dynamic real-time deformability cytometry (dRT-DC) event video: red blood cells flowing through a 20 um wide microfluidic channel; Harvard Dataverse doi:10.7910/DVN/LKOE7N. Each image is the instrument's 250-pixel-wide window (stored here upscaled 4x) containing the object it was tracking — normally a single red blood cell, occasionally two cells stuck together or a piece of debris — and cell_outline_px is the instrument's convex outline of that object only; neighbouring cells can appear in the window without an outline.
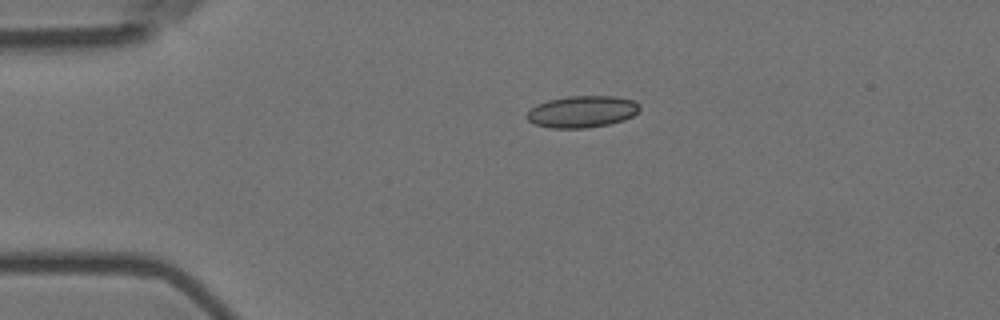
{"species": "Egyptian fruit bat (a non-hibernating species)", "species_latin": "Rousettus aegyptiacus", "temperature_condition": "room temperature", "stored_images_in_passage": 43, "camera_frame_rate_fps": 3000, "um_per_image_px": 0.085, "animal": {"sex": "female"}, "frame": {"image": 1, "passage_image": 1, "time_ms": 0.0, "image_size_px": [1000, 320], "cell_outline_px": [[640, 108], [632, 116], [624, 120], [608, 124], [588, 128], [552, 128], [536, 124], [528, 120], [524, 116], [536, 104], [548, 100], [568, 96], [616, 96], [632, 100], [640, 104]], "centroid_in_image_um": [49.47, 9.49], "position_along_channel_um": 35.5, "area_um2": 20.87}}
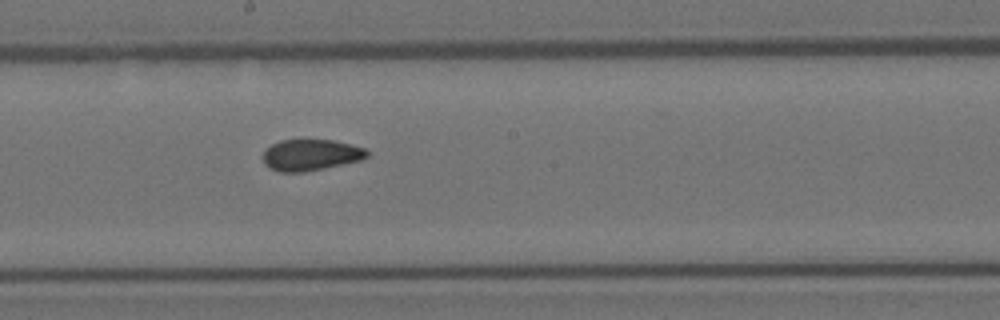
{"frame": {"image": 2, "passage_image": 19, "time_ms": 6.0, "image_size_px": [1000, 320], "cell_outline_px": [[368, 156], [360, 160], [324, 168], [304, 172], [280, 172], [268, 168], [264, 164], [264, 152], [272, 144], [280, 140], [332, 140], [352, 144], [364, 148], [368, 152]], "centroid_in_image_um": [26.4, 13.17], "position_along_channel_um": 221.8, "area_um2": 18.84}}
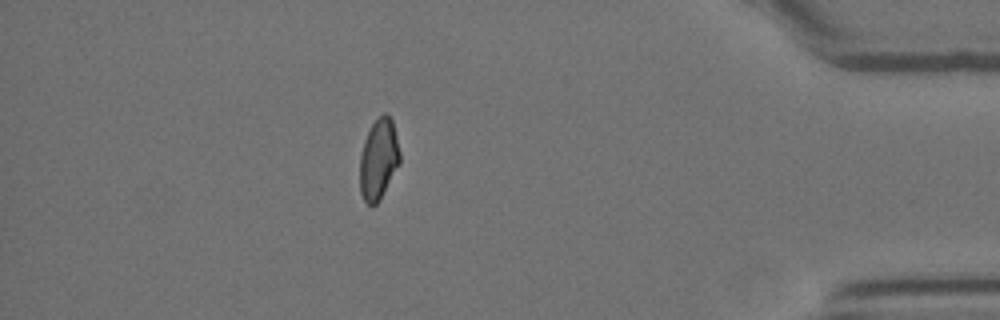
{"frame": {"image": 3, "passage_image": 37, "time_ms": 12.0, "image_size_px": [1000, 320], "cell_outline_px": [[400, 164], [380, 200], [376, 204], [368, 204], [364, 200], [360, 192], [360, 156], [364, 140], [372, 124], [384, 112], [388, 112], [392, 120], [400, 152]], "centroid_in_image_um": [32.19, 13.53], "position_along_channel_um": 403.0, "area_um2": 18.84}, "authors_computed_cell_mechanics": {"area_um2": 19.3052, "velocity_mm_per_s": 3.7418, "shape_relaxation_time_tau1_ms": null, "shape_relaxation_time_tau2_ms": 1.3761, "deformation_change_tau1": null, "deformation_change_tau2": 0.0584}}